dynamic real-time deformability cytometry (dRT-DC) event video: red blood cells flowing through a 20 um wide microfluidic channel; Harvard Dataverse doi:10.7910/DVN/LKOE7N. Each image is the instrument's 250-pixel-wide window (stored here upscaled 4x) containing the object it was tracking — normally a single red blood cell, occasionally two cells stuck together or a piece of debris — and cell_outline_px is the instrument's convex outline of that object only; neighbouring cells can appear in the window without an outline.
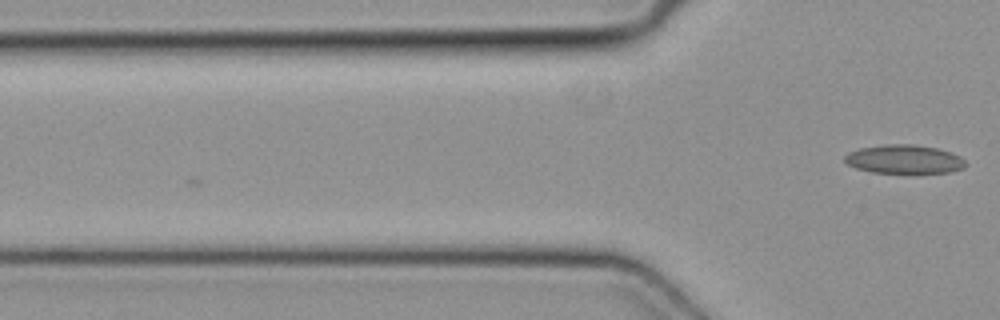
{"species": "common noctule bat (a hibernating species)", "species_latin": "Nyctalus noctula", "temperature_condition": "cold", "stored_images_in_passage": 4, "camera_frame_rate_fps": 3000, "um_per_image_px": 0.085, "animal": {"sex": "female", "body_mass_g": 19.3, "forearm_length_mm": 54.1}, "frame": {"image": 1, "passage_image": 4, "time_ms": 1.0, "image_size_px": [1000, 320], "cell_outline_px": [[968, 164], [964, 168], [952, 172], [872, 172], [856, 168], [848, 164], [844, 160], [844, 156], [848, 152], [860, 148], [888, 144], [912, 144], [936, 148], [952, 152], [960, 156]], "centroid_in_image_um": [76.88, 13.53], "position_along_channel_um": 48.9, "area_um2": 20.11}}